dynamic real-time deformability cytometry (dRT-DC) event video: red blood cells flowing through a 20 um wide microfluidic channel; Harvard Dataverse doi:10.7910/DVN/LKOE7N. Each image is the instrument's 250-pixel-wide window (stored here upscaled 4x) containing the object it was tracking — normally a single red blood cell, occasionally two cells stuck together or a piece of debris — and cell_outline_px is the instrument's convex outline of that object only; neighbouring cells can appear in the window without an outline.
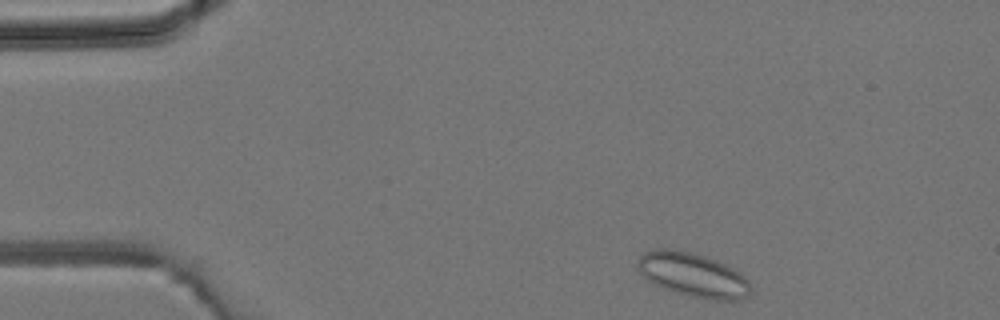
{"species": "common noctule bat (a hibernating species)", "species_latin": "Nyctalus noctula", "temperature_condition": "room temperature", "stored_images_in_passage": 11, "camera_frame_rate_fps": 3000, "um_per_image_px": 0.085, "animal": {"sex": "male", "body_mass_g": 19.2, "forearm_length_mm": 51.8}, "frame": {"image": 1, "passage_image": 1, "time_ms": 0.0, "image_size_px": [1000, 320], "cell_outline_px": [[752, 288], [748, 296], [740, 300], [708, 300], [688, 296], [664, 288], [648, 280], [640, 272], [636, 264], [636, 260], [644, 252], [660, 248], [668, 248], [692, 252], [716, 260], [740, 272], [748, 280]], "centroid_in_image_um": [58.91, 23.37], "position_along_channel_um": 26.1, "area_um2": 29.19}}